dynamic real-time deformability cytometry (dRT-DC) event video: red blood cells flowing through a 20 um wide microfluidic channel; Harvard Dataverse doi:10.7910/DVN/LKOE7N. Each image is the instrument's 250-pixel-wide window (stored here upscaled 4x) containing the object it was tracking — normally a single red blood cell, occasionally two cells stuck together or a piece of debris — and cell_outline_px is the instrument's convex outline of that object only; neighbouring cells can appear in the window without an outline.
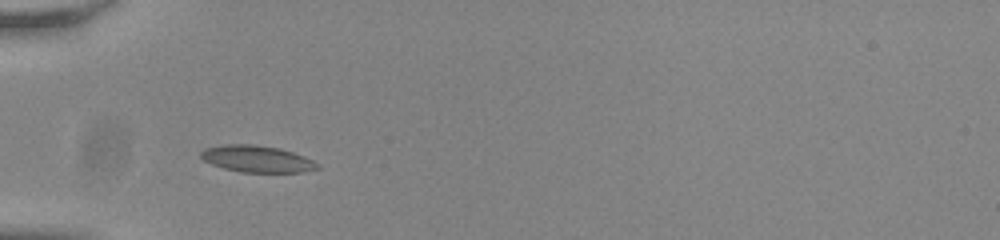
{"species": "common noctule bat (a hibernating species)", "species_latin": "Nyctalus noctula", "temperature_condition": "room temperature", "stored_images_in_passage": 37, "camera_frame_rate_fps": 3000, "um_per_image_px": 0.085, "animal": {"sex": "male", "body_mass_g": 20.0, "forearm_length_mm": 53.3}, "frame": {"image": 1, "passage_image": 1, "time_ms": 0.0, "image_size_px": [1000, 240], "cell_outline_px": [[320, 168], [304, 172], [240, 172], [224, 168], [212, 164], [204, 160], [200, 156], [200, 152], [204, 148], [224, 144], [252, 144], [280, 148], [304, 156], [320, 164]], "centroid_in_image_um": [21.85, 13.5], "position_along_channel_um": 63.2, "area_um2": 18.21}}
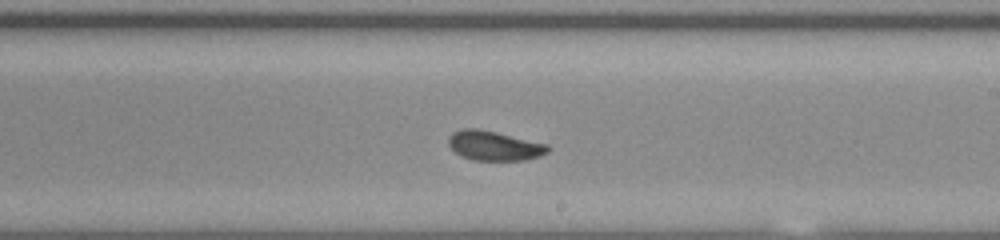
{"frame": {"image": 2, "passage_image": 16, "time_ms": 5.0, "image_size_px": [1000, 240], "cell_outline_px": [[552, 148], [548, 152], [540, 156], [524, 160], [472, 160], [460, 156], [448, 144], [448, 136], [452, 132], [460, 128], [476, 128], [496, 132], [548, 144]], "centroid_in_image_um": [42.0, 12.38], "position_along_channel_um": 247.0, "area_um2": 17.28}}
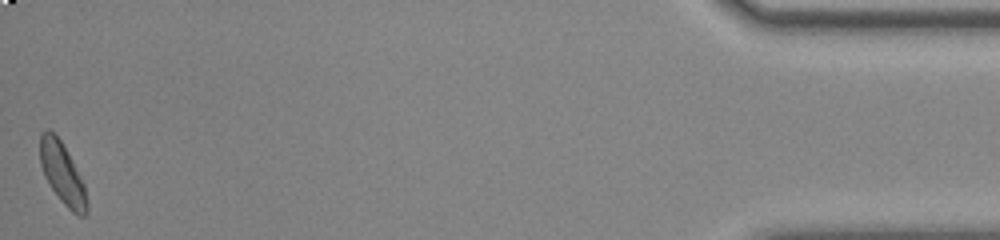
{"frame": {"image": 3, "passage_image": 37, "time_ms": 12.0, "image_size_px": [1000, 240], "cell_outline_px": [[88, 212], [84, 216], [76, 216], [60, 200], [44, 176], [40, 164], [40, 132], [48, 128], [60, 140], [84, 184], [88, 204]], "centroid_in_image_um": [5.29, 14.78], "position_along_channel_um": 429.9, "area_um2": 16.53}, "authors_computed_cell_mechanics": {"area_um2": 16.9932, "velocity_mm_per_s": 3.795, "shape_relaxation_time_tau1_ms": 4.1926, "shape_relaxation_time_tau2_ms": 1.3997, "deformation_change_tau1": 0.1253, "deformation_change_tau2": 0.0614}}